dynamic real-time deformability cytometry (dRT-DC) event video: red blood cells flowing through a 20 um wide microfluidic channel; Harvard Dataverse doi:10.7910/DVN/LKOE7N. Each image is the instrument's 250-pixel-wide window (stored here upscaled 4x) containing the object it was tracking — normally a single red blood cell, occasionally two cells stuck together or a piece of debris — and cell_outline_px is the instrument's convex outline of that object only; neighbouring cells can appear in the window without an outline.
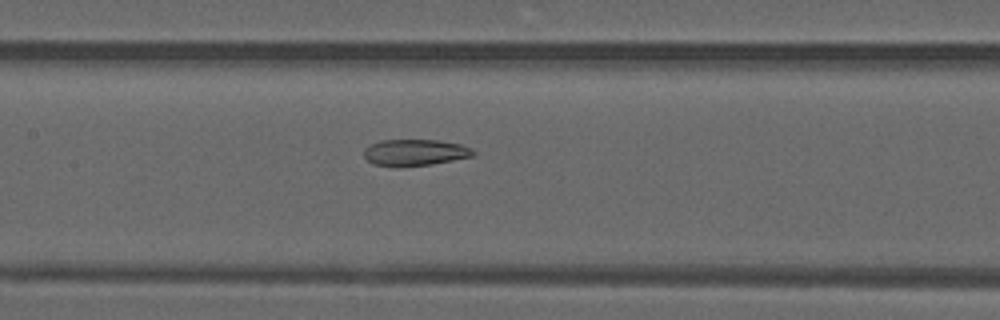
{"species": "common noctule bat (a hibernating species)", "species_latin": "Nyctalus noctula", "temperature_condition": "warm", "stored_images_in_passage": 47, "camera_frame_rate_fps": 3000, "um_per_image_px": 0.085, "animal": {"sex": "male", "forearm_length_mm": 52.5}, "frame": {"image": 1, "passage_image": 21, "time_ms": 6.667, "image_size_px": [1000, 320], "cell_outline_px": [[476, 156], [432, 164], [400, 168], [372, 164], [364, 156], [364, 148], [380, 140], [440, 140], [460, 144], [472, 148], [476, 152]], "centroid_in_image_um": [35.29, 12.98], "position_along_channel_um": 172.1, "area_um2": 17.22}}
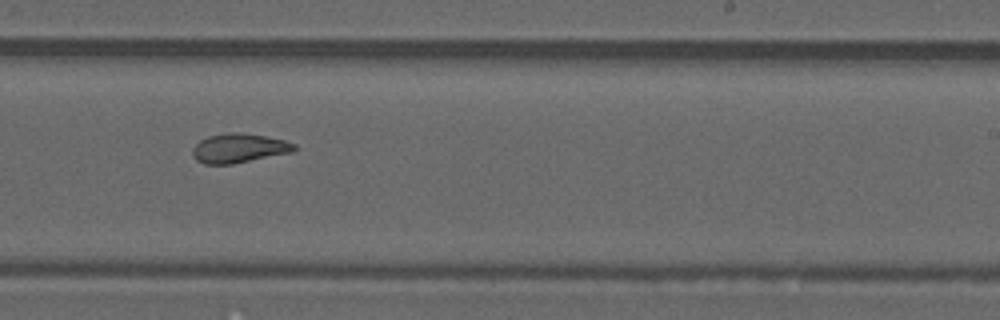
{"frame": {"image": 2, "passage_image": 28, "time_ms": 9.0, "image_size_px": [1000, 320], "cell_outline_px": [[296, 148], [292, 152], [232, 164], [204, 164], [196, 160], [192, 156], [192, 148], [200, 140], [208, 136], [228, 132], [240, 132], [264, 136], [284, 140], [296, 144]], "centroid_in_image_um": [20.28, 12.59], "position_along_channel_um": 268.7, "area_um2": 17.34}}
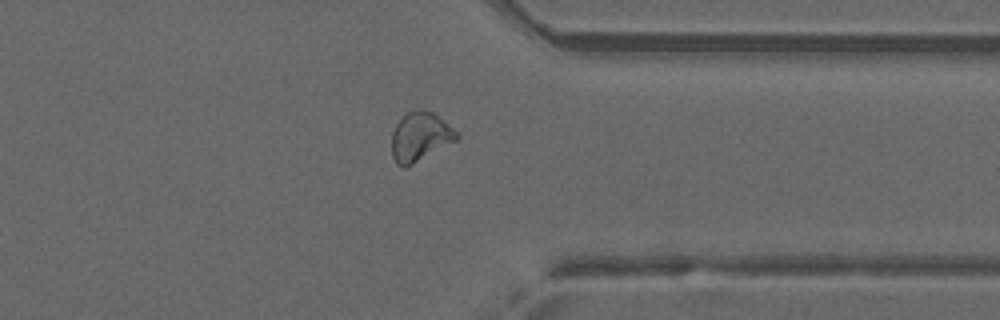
{"frame": {"image": 3, "passage_image": 36, "time_ms": 11.667, "image_size_px": [1000, 320], "cell_outline_px": [[460, 136], [456, 140], [412, 164], [404, 168], [400, 168], [396, 164], [392, 156], [392, 132], [396, 124], [408, 112], [432, 112], [452, 128]], "centroid_in_image_um": [35.67, 11.68], "position_along_channel_um": 375.7, "area_um2": 17.86}, "authors_computed_cell_mechanics": {"area_um2": 18.9006, "velocity_mm_per_s": 4.1578, "shape_relaxation_time_tau1_ms": null, "shape_relaxation_time_tau2_ms": 2.5333, "deformation_change_tau1": null, "deformation_change_tau2": 0.0959}}